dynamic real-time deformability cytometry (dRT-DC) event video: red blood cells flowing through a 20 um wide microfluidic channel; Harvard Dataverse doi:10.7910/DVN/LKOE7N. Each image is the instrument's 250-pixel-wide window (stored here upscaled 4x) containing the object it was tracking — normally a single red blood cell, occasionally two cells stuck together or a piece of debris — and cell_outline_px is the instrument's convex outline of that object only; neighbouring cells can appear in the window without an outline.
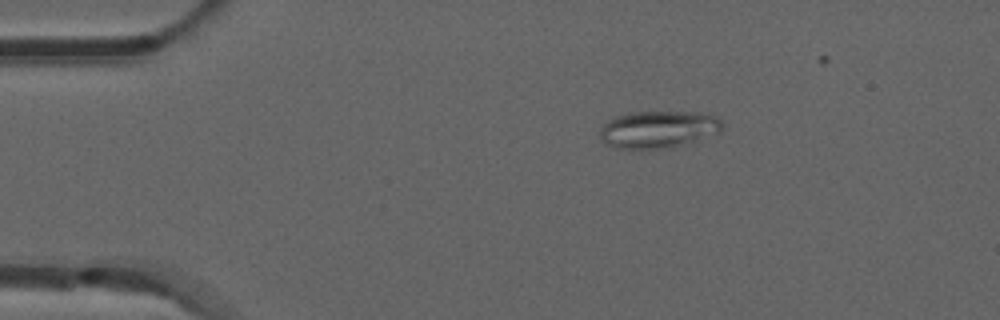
{"species": "common noctule bat (a hibernating species)", "species_latin": "Nyctalus noctula", "temperature_condition": "room temperature", "stored_images_in_passage": 39, "camera_frame_rate_fps": 3000, "um_per_image_px": 0.085, "animal": {"sex": "male", "forearm_length_mm": 52.5}, "frame": {"image": 1, "passage_image": 1, "time_ms": 0.0, "image_size_px": [1000, 320], "cell_outline_px": [[724, 124], [720, 132], [676, 148], [616, 148], [604, 144], [600, 140], [600, 128], [608, 120], [616, 116], [632, 112], [696, 112], [716, 116]], "centroid_in_image_um": [55.96, 11.01], "position_along_channel_um": 29.0, "area_um2": 26.76}}
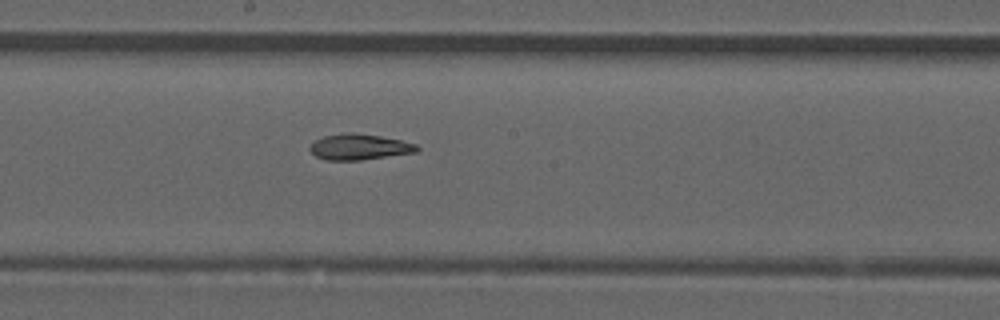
{"frame": {"image": 2, "passage_image": 20, "time_ms": 6.333, "image_size_px": [1000, 320], "cell_outline_px": [[420, 148], [416, 152], [360, 160], [328, 160], [316, 156], [308, 148], [316, 140], [324, 136], [348, 132], [352, 132], [380, 136], [400, 140], [416, 144]], "centroid_in_image_um": [30.54, 12.48], "position_along_channel_um": 217.7, "area_um2": 15.9}}
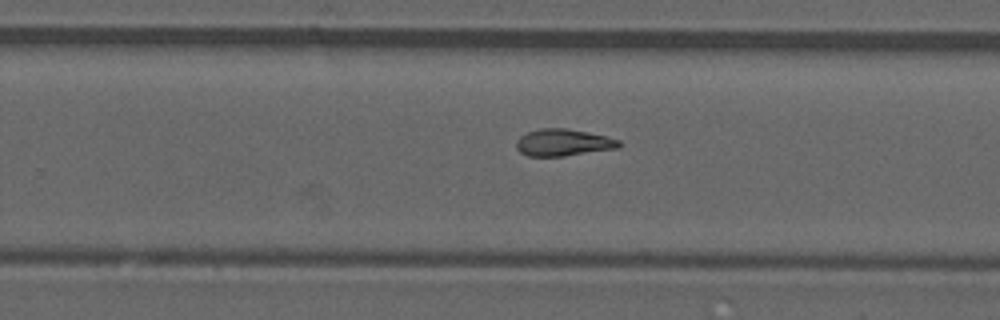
{"frame": {"image": 3, "passage_image": 25, "time_ms": 8.0, "image_size_px": [1000, 320], "cell_outline_px": [[624, 144], [620, 148], [564, 156], [528, 156], [520, 152], [516, 148], [516, 140], [520, 136], [528, 132], [540, 128], [564, 128], [588, 132], [608, 136], [620, 140]], "centroid_in_image_um": [47.92, 12.12], "position_along_channel_um": 281.9, "area_um2": 16.36}}